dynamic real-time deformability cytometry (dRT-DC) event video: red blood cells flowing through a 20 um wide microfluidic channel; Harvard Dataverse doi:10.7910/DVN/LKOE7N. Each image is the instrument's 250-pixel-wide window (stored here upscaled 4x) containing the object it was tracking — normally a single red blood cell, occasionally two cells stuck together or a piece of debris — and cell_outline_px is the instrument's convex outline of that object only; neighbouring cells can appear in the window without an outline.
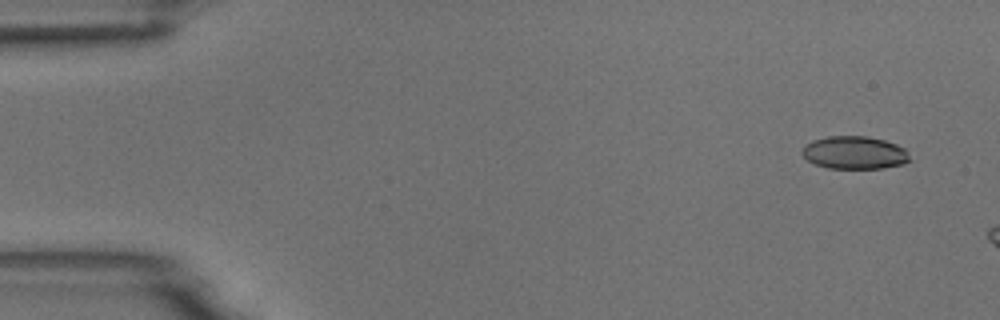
{"species": "common noctule bat (a hibernating species)", "species_latin": "Nyctalus noctula", "temperature_condition": "room temperature", "stored_images_in_passage": 10, "camera_frame_rate_fps": 3000, "um_per_image_px": 0.085, "animal": {"sex": "male", "body_mass_g": 18.8}, "frame": {"image": 1, "passage_image": 4, "time_ms": 1.0, "image_size_px": [1000, 320], "cell_outline_px": [[912, 160], [904, 164], [884, 168], [828, 168], [816, 164], [808, 160], [800, 152], [812, 140], [828, 136], [868, 136], [884, 140], [896, 144], [904, 148], [908, 152]], "centroid_in_image_um": [72.68, 12.97], "position_along_channel_um": 12.3, "area_um2": 20.63}}